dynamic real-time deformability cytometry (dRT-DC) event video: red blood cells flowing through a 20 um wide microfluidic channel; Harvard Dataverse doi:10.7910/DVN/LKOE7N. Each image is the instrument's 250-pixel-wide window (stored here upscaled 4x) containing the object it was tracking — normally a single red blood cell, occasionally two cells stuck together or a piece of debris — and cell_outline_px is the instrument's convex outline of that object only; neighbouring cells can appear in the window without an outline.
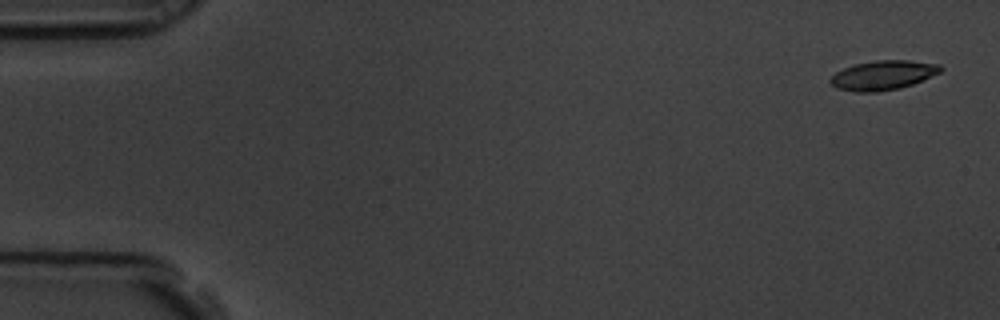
{"species": "common noctule bat (a hibernating species)", "species_latin": "Nyctalus noctula", "temperature_condition": "room temperature", "stored_images_in_passage": 6, "segment_of_instrument_passage": [1, 2], "camera_frame_rate_fps": 3000, "um_per_image_px": 0.085, "animal": {"sex": "male", "body_mass_g": 19.5, "forearm_length_mm": 54.6}, "frame": {"image": 1, "passage_image": 1, "time_ms": 0.0, "image_size_px": [1000, 320], "cell_outline_px": [[944, 68], [940, 72], [912, 84], [900, 88], [876, 92], [856, 92], [836, 88], [828, 80], [836, 72], [844, 68], [856, 64], [876, 60], [908, 60], [940, 64]], "centroid_in_image_um": [75.05, 6.39], "position_along_channel_um": 9.9, "area_um2": 18.79}}
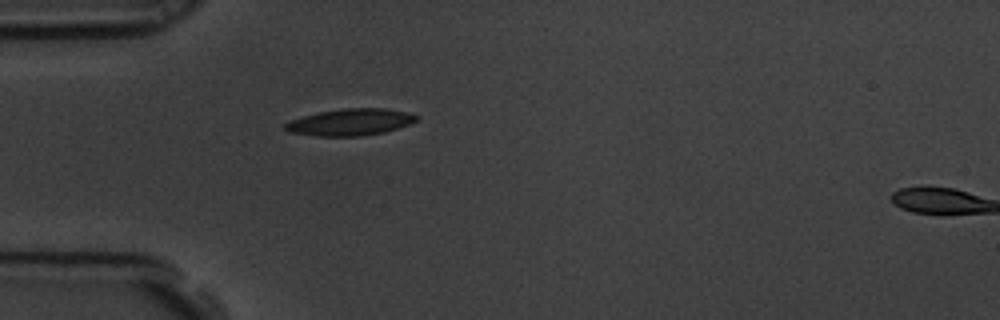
{"frame": {"image": 2, "passage_image": 5, "time_ms": 1.333, "image_size_px": [1000, 320], "cell_outline_px": [[420, 116], [416, 120], [408, 124], [384, 132], [360, 136], [316, 136], [288, 132], [284, 128], [284, 124], [292, 120], [304, 116], [320, 112], [344, 108], [384, 108], [408, 112]], "centroid_in_image_um": [29.77, 10.38], "position_along_channel_um": 55.2, "area_um2": 20.29}}